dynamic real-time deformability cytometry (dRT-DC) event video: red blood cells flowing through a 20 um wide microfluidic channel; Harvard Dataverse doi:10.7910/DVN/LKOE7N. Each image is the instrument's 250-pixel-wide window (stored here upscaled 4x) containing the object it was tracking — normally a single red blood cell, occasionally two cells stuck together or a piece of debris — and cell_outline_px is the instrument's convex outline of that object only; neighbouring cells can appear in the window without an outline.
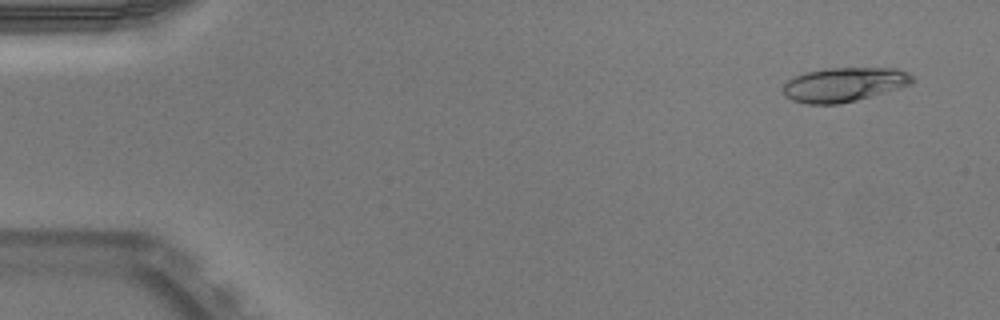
{"species": "Egyptian fruit bat (a non-hibernating species)", "species_latin": "Rousettus aegyptiacus", "temperature_condition": "warm", "stored_images_in_passage": 51, "camera_frame_rate_fps": 3000, "um_per_image_px": 0.085, "animal": {"sex": "male"}, "frame": {"image": 1, "passage_image": 3, "time_ms": 0.667, "image_size_px": [1000, 320], "cell_outline_px": [[912, 80], [908, 84], [900, 88], [856, 100], [840, 104], [808, 104], [792, 100], [784, 96], [784, 84], [788, 80], [796, 76], [808, 72], [828, 68], [896, 68], [908, 72], [912, 76]], "centroid_in_image_um": [71.73, 7.19], "position_along_channel_um": 13.3, "area_um2": 25.49}}
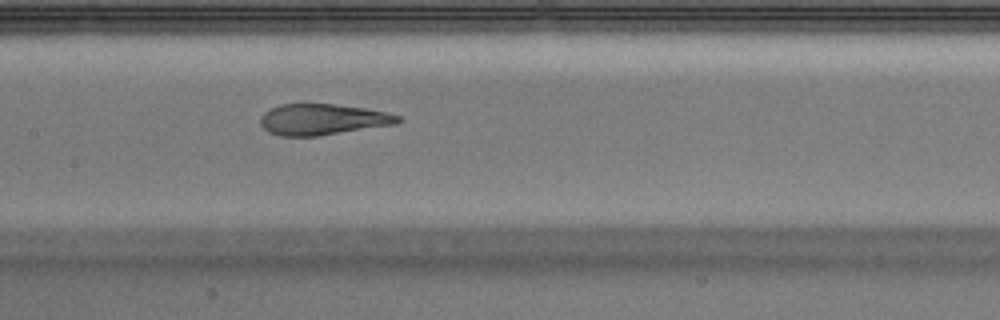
{"frame": {"image": 2, "passage_image": 25, "time_ms": 8.0, "image_size_px": [1000, 320], "cell_outline_px": [[404, 120], [396, 124], [316, 136], [280, 136], [268, 132], [260, 124], [260, 116], [264, 112], [280, 104], [332, 104], [364, 108], [388, 112], [400, 116]], "centroid_in_image_um": [27.42, 10.15], "position_along_channel_um": 180.0, "area_um2": 24.85}}
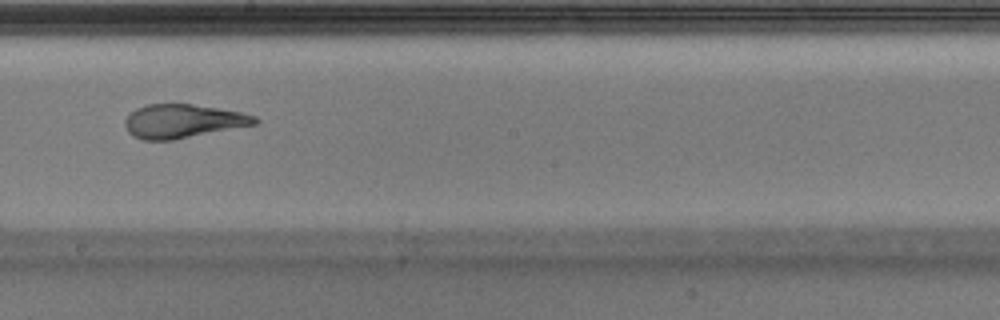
{"frame": {"image": 3, "passage_image": 29, "time_ms": 9.333, "image_size_px": [1000, 320], "cell_outline_px": [[260, 120], [256, 124], [172, 140], [144, 140], [132, 136], [128, 132], [124, 124], [124, 120], [136, 108], [144, 104], [192, 104], [240, 112], [256, 116]], "centroid_in_image_um": [15.51, 10.3], "position_along_channel_um": 232.7, "area_um2": 25.37}, "authors_computed_cell_mechanics": {"area_um2": 25.721, "velocity_mm_per_s": 3.9615, "shape_relaxation_time_tau1_ms": null, "shape_relaxation_time_tau2_ms": 0.9214, "deformation_change_tau1": null, "deformation_change_tau2": 0.0926}}